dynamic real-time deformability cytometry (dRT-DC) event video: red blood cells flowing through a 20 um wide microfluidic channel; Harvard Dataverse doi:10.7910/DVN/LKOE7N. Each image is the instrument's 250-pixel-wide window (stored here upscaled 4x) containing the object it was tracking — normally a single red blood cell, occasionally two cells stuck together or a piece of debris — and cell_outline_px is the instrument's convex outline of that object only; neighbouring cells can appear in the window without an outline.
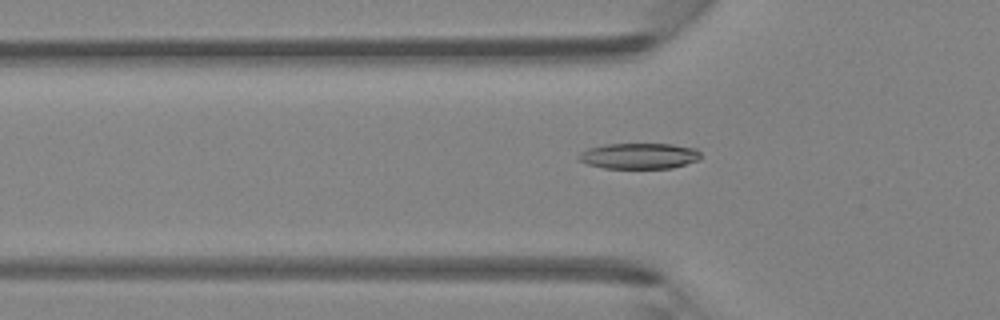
{"species": "Egyptian fruit bat (a non-hibernating species)", "species_latin": "Rousettus aegyptiacus", "temperature_condition": "room temperature", "stored_images_in_passage": 45, "camera_frame_rate_fps": 3000, "um_per_image_px": 0.085, "animal": {"sex": "female"}, "frame": {"image": 1, "passage_image": 15, "time_ms": 4.667, "image_size_px": [1000, 320], "cell_outline_px": [[700, 160], [672, 168], [604, 168], [588, 164], [580, 160], [576, 156], [580, 152], [588, 148], [604, 144], [672, 144], [696, 148], [700, 152]], "centroid_in_image_um": [54.33, 13.25], "position_along_channel_um": 71.5, "area_um2": 18.44}}
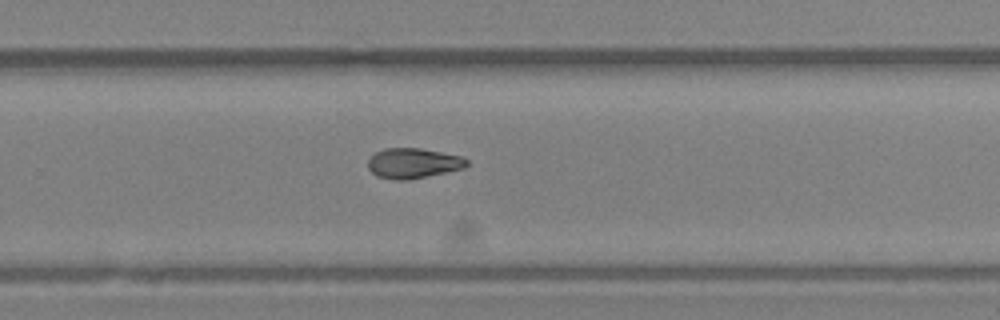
{"frame": {"image": 2, "passage_image": 30, "time_ms": 9.667, "image_size_px": [1000, 320], "cell_outline_px": [[468, 164], [464, 168], [408, 180], [396, 180], [376, 176], [368, 168], [368, 160], [376, 152], [384, 148], [420, 148], [460, 156], [468, 160]], "centroid_in_image_um": [35.1, 13.87], "position_along_channel_um": 294.7, "area_um2": 17.22}}
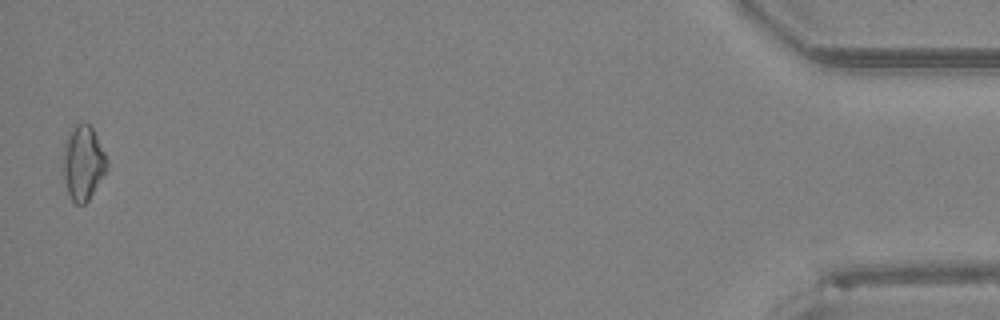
{"frame": {"image": 3, "passage_image": 45, "time_ms": 14.667, "image_size_px": [1000, 320], "cell_outline_px": [[108, 168], [88, 200], [84, 204], [76, 204], [72, 200], [68, 192], [64, 176], [64, 140], [68, 132], [76, 124], [84, 120], [92, 128], [108, 160]], "centroid_in_image_um": [7.07, 13.8], "position_along_channel_um": 428.1, "area_um2": 18.84}}